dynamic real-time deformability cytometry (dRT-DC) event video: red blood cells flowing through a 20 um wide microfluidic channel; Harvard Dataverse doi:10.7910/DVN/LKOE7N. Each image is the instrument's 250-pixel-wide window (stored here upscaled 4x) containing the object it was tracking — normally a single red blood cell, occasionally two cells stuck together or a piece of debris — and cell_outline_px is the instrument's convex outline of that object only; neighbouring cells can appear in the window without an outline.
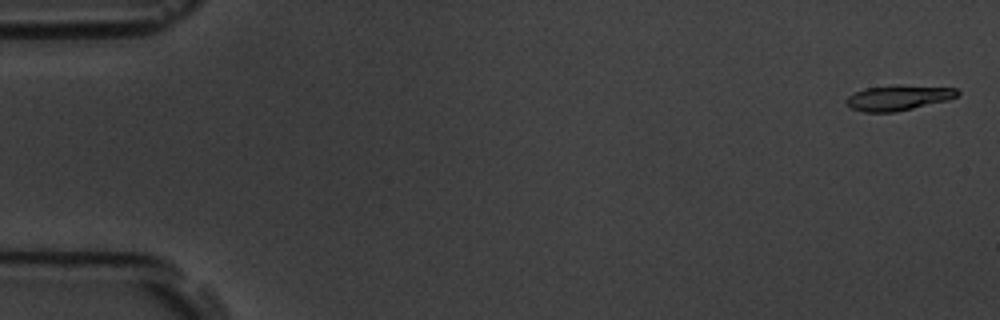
{"species": "common noctule bat (a hibernating species)", "species_latin": "Nyctalus noctula", "temperature_condition": "room temperature", "stored_images_in_passage": 5, "camera_frame_rate_fps": 3000, "um_per_image_px": 0.085, "animal": {"sex": "male", "body_mass_g": 19.5, "forearm_length_mm": 54.6}, "frame": {"image": 1, "passage_image": 1, "time_ms": 0.0, "image_size_px": [1000, 320], "cell_outline_px": [[960, 92], [956, 96], [948, 100], [896, 112], [864, 112], [852, 108], [844, 100], [848, 96], [864, 88], [896, 84], [900, 84], [956, 88]], "centroid_in_image_um": [76.36, 8.29], "position_along_channel_um": 8.6, "area_um2": 16.47}}
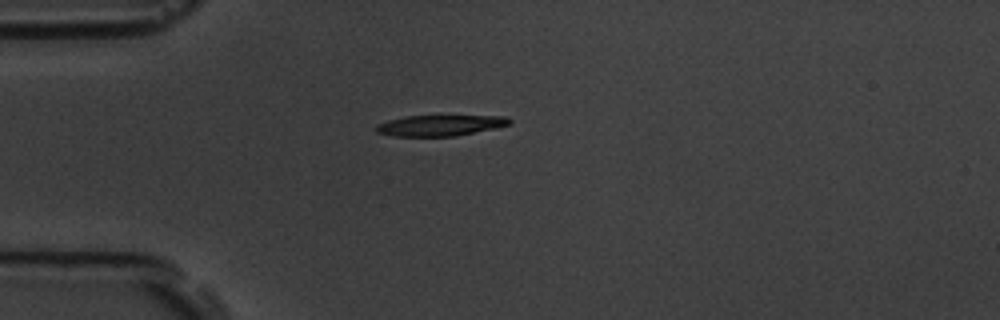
{"frame": {"image": 2, "passage_image": 5, "time_ms": 4.667, "image_size_px": [1000, 320], "cell_outline_px": [[512, 124], [496, 128], [452, 136], [392, 136], [376, 132], [376, 124], [388, 120], [408, 116], [508, 116], [512, 120]], "centroid_in_image_um": [37.42, 10.65], "position_along_channel_um": 47.6, "area_um2": 16.13}}